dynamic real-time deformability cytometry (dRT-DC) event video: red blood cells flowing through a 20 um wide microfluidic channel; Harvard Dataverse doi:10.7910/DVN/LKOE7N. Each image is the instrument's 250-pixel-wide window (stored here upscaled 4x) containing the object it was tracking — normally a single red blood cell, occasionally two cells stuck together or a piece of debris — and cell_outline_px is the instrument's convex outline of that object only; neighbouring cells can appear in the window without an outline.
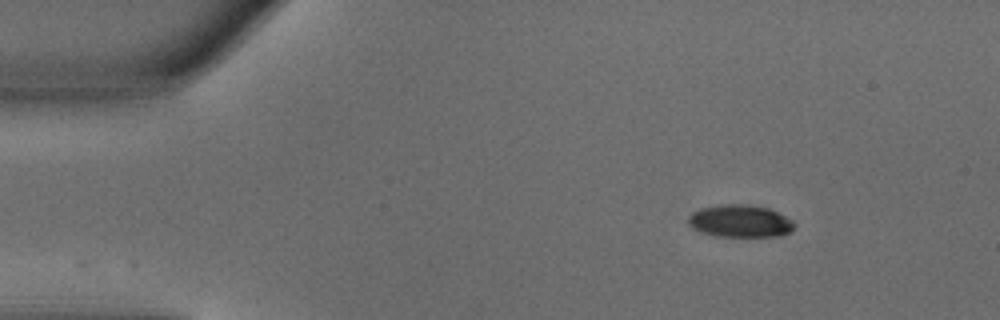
{"species": "common noctule bat (a hibernating species)", "species_latin": "Nyctalus noctula", "temperature_condition": "warm", "stored_images_in_passage": 10, "camera_frame_rate_fps": 3000, "um_per_image_px": 0.085, "animal": {"sex": "male", "body_mass_g": 18.8}, "frame": {"image": 1, "passage_image": 1, "time_ms": 0.0, "image_size_px": [1000, 320], "cell_outline_px": [[796, 224], [788, 232], [780, 236], [712, 236], [700, 232], [692, 228], [688, 224], [688, 216], [692, 212], [700, 208], [720, 204], [752, 204], [768, 208], [792, 220]], "centroid_in_image_um": [62.85, 18.78], "position_along_channel_um": 22.1, "area_um2": 20.17}}